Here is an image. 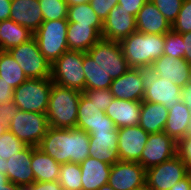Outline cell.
<instances>
[{
	"mask_svg": "<svg viewBox=\"0 0 191 190\" xmlns=\"http://www.w3.org/2000/svg\"><path fill=\"white\" fill-rule=\"evenodd\" d=\"M20 186L10 182L7 175L0 173V190H19Z\"/></svg>",
	"mask_w": 191,
	"mask_h": 190,
	"instance_id": "cell-49",
	"label": "cell"
},
{
	"mask_svg": "<svg viewBox=\"0 0 191 190\" xmlns=\"http://www.w3.org/2000/svg\"><path fill=\"white\" fill-rule=\"evenodd\" d=\"M58 182L63 190H82L80 165L71 162L61 164Z\"/></svg>",
	"mask_w": 191,
	"mask_h": 190,
	"instance_id": "cell-33",
	"label": "cell"
},
{
	"mask_svg": "<svg viewBox=\"0 0 191 190\" xmlns=\"http://www.w3.org/2000/svg\"><path fill=\"white\" fill-rule=\"evenodd\" d=\"M25 147L26 145L8 129L0 135V157H12Z\"/></svg>",
	"mask_w": 191,
	"mask_h": 190,
	"instance_id": "cell-35",
	"label": "cell"
},
{
	"mask_svg": "<svg viewBox=\"0 0 191 190\" xmlns=\"http://www.w3.org/2000/svg\"><path fill=\"white\" fill-rule=\"evenodd\" d=\"M14 89L0 78V105L6 101H13Z\"/></svg>",
	"mask_w": 191,
	"mask_h": 190,
	"instance_id": "cell-45",
	"label": "cell"
},
{
	"mask_svg": "<svg viewBox=\"0 0 191 190\" xmlns=\"http://www.w3.org/2000/svg\"><path fill=\"white\" fill-rule=\"evenodd\" d=\"M82 93L98 107V110L104 112L114 99L110 89H85Z\"/></svg>",
	"mask_w": 191,
	"mask_h": 190,
	"instance_id": "cell-38",
	"label": "cell"
},
{
	"mask_svg": "<svg viewBox=\"0 0 191 190\" xmlns=\"http://www.w3.org/2000/svg\"><path fill=\"white\" fill-rule=\"evenodd\" d=\"M68 7L73 5H80L84 3H88L90 0H65Z\"/></svg>",
	"mask_w": 191,
	"mask_h": 190,
	"instance_id": "cell-52",
	"label": "cell"
},
{
	"mask_svg": "<svg viewBox=\"0 0 191 190\" xmlns=\"http://www.w3.org/2000/svg\"><path fill=\"white\" fill-rule=\"evenodd\" d=\"M51 80L59 86L85 90L83 52L68 50L51 64Z\"/></svg>",
	"mask_w": 191,
	"mask_h": 190,
	"instance_id": "cell-5",
	"label": "cell"
},
{
	"mask_svg": "<svg viewBox=\"0 0 191 190\" xmlns=\"http://www.w3.org/2000/svg\"><path fill=\"white\" fill-rule=\"evenodd\" d=\"M183 38L184 59L191 65V32L181 34Z\"/></svg>",
	"mask_w": 191,
	"mask_h": 190,
	"instance_id": "cell-47",
	"label": "cell"
},
{
	"mask_svg": "<svg viewBox=\"0 0 191 190\" xmlns=\"http://www.w3.org/2000/svg\"><path fill=\"white\" fill-rule=\"evenodd\" d=\"M139 190H149L146 186Z\"/></svg>",
	"mask_w": 191,
	"mask_h": 190,
	"instance_id": "cell-57",
	"label": "cell"
},
{
	"mask_svg": "<svg viewBox=\"0 0 191 190\" xmlns=\"http://www.w3.org/2000/svg\"><path fill=\"white\" fill-rule=\"evenodd\" d=\"M187 176V165L178 155L146 170V187L149 190H170Z\"/></svg>",
	"mask_w": 191,
	"mask_h": 190,
	"instance_id": "cell-11",
	"label": "cell"
},
{
	"mask_svg": "<svg viewBox=\"0 0 191 190\" xmlns=\"http://www.w3.org/2000/svg\"><path fill=\"white\" fill-rule=\"evenodd\" d=\"M168 114V109L163 104L142 101L138 125L148 134L162 132Z\"/></svg>",
	"mask_w": 191,
	"mask_h": 190,
	"instance_id": "cell-26",
	"label": "cell"
},
{
	"mask_svg": "<svg viewBox=\"0 0 191 190\" xmlns=\"http://www.w3.org/2000/svg\"><path fill=\"white\" fill-rule=\"evenodd\" d=\"M89 4L96 15L104 22L112 8L118 5V0H90Z\"/></svg>",
	"mask_w": 191,
	"mask_h": 190,
	"instance_id": "cell-40",
	"label": "cell"
},
{
	"mask_svg": "<svg viewBox=\"0 0 191 190\" xmlns=\"http://www.w3.org/2000/svg\"><path fill=\"white\" fill-rule=\"evenodd\" d=\"M89 157L113 165L120 161L118 155V128L113 132L89 133Z\"/></svg>",
	"mask_w": 191,
	"mask_h": 190,
	"instance_id": "cell-19",
	"label": "cell"
},
{
	"mask_svg": "<svg viewBox=\"0 0 191 190\" xmlns=\"http://www.w3.org/2000/svg\"><path fill=\"white\" fill-rule=\"evenodd\" d=\"M149 134L139 125L118 128V155L121 161L138 162Z\"/></svg>",
	"mask_w": 191,
	"mask_h": 190,
	"instance_id": "cell-15",
	"label": "cell"
},
{
	"mask_svg": "<svg viewBox=\"0 0 191 190\" xmlns=\"http://www.w3.org/2000/svg\"><path fill=\"white\" fill-rule=\"evenodd\" d=\"M105 115L104 111L98 110V107L94 103H91V100L81 93L78 105L76 128L90 133L94 130L99 119L104 118Z\"/></svg>",
	"mask_w": 191,
	"mask_h": 190,
	"instance_id": "cell-31",
	"label": "cell"
},
{
	"mask_svg": "<svg viewBox=\"0 0 191 190\" xmlns=\"http://www.w3.org/2000/svg\"><path fill=\"white\" fill-rule=\"evenodd\" d=\"M170 190H191V181L188 176L178 181Z\"/></svg>",
	"mask_w": 191,
	"mask_h": 190,
	"instance_id": "cell-51",
	"label": "cell"
},
{
	"mask_svg": "<svg viewBox=\"0 0 191 190\" xmlns=\"http://www.w3.org/2000/svg\"><path fill=\"white\" fill-rule=\"evenodd\" d=\"M60 166L52 157L47 155L37 146L32 149L30 167L33 170L35 181L52 182L59 178Z\"/></svg>",
	"mask_w": 191,
	"mask_h": 190,
	"instance_id": "cell-27",
	"label": "cell"
},
{
	"mask_svg": "<svg viewBox=\"0 0 191 190\" xmlns=\"http://www.w3.org/2000/svg\"><path fill=\"white\" fill-rule=\"evenodd\" d=\"M50 128L46 114L19 110L7 129L26 146L36 147Z\"/></svg>",
	"mask_w": 191,
	"mask_h": 190,
	"instance_id": "cell-8",
	"label": "cell"
},
{
	"mask_svg": "<svg viewBox=\"0 0 191 190\" xmlns=\"http://www.w3.org/2000/svg\"><path fill=\"white\" fill-rule=\"evenodd\" d=\"M116 129V126L114 125V122L105 115L104 118H100L96 126L94 127V130L91 132H107L111 133Z\"/></svg>",
	"mask_w": 191,
	"mask_h": 190,
	"instance_id": "cell-44",
	"label": "cell"
},
{
	"mask_svg": "<svg viewBox=\"0 0 191 190\" xmlns=\"http://www.w3.org/2000/svg\"><path fill=\"white\" fill-rule=\"evenodd\" d=\"M80 91L53 83L46 112L50 127L70 129L77 123Z\"/></svg>",
	"mask_w": 191,
	"mask_h": 190,
	"instance_id": "cell-3",
	"label": "cell"
},
{
	"mask_svg": "<svg viewBox=\"0 0 191 190\" xmlns=\"http://www.w3.org/2000/svg\"><path fill=\"white\" fill-rule=\"evenodd\" d=\"M177 155V142L164 131L149 134L146 146L140 157V165L151 168Z\"/></svg>",
	"mask_w": 191,
	"mask_h": 190,
	"instance_id": "cell-14",
	"label": "cell"
},
{
	"mask_svg": "<svg viewBox=\"0 0 191 190\" xmlns=\"http://www.w3.org/2000/svg\"><path fill=\"white\" fill-rule=\"evenodd\" d=\"M0 78L13 89L28 79L8 50H0Z\"/></svg>",
	"mask_w": 191,
	"mask_h": 190,
	"instance_id": "cell-30",
	"label": "cell"
},
{
	"mask_svg": "<svg viewBox=\"0 0 191 190\" xmlns=\"http://www.w3.org/2000/svg\"><path fill=\"white\" fill-rule=\"evenodd\" d=\"M164 55H169L173 58H183L185 51L183 50V38L182 35L174 31L166 33L164 36Z\"/></svg>",
	"mask_w": 191,
	"mask_h": 190,
	"instance_id": "cell-36",
	"label": "cell"
},
{
	"mask_svg": "<svg viewBox=\"0 0 191 190\" xmlns=\"http://www.w3.org/2000/svg\"><path fill=\"white\" fill-rule=\"evenodd\" d=\"M30 190H63L58 180L52 182H37L27 186Z\"/></svg>",
	"mask_w": 191,
	"mask_h": 190,
	"instance_id": "cell-46",
	"label": "cell"
},
{
	"mask_svg": "<svg viewBox=\"0 0 191 190\" xmlns=\"http://www.w3.org/2000/svg\"><path fill=\"white\" fill-rule=\"evenodd\" d=\"M141 73L145 89L142 101L163 104L168 110L182 101V88L158 77L151 66L141 68Z\"/></svg>",
	"mask_w": 191,
	"mask_h": 190,
	"instance_id": "cell-7",
	"label": "cell"
},
{
	"mask_svg": "<svg viewBox=\"0 0 191 190\" xmlns=\"http://www.w3.org/2000/svg\"><path fill=\"white\" fill-rule=\"evenodd\" d=\"M108 184L115 190H139L146 186V169L138 162L118 161L111 165Z\"/></svg>",
	"mask_w": 191,
	"mask_h": 190,
	"instance_id": "cell-13",
	"label": "cell"
},
{
	"mask_svg": "<svg viewBox=\"0 0 191 190\" xmlns=\"http://www.w3.org/2000/svg\"><path fill=\"white\" fill-rule=\"evenodd\" d=\"M135 18L136 29L141 33L165 35L172 30V25L150 0L142 6Z\"/></svg>",
	"mask_w": 191,
	"mask_h": 190,
	"instance_id": "cell-20",
	"label": "cell"
},
{
	"mask_svg": "<svg viewBox=\"0 0 191 190\" xmlns=\"http://www.w3.org/2000/svg\"><path fill=\"white\" fill-rule=\"evenodd\" d=\"M19 190H30L28 187H20Z\"/></svg>",
	"mask_w": 191,
	"mask_h": 190,
	"instance_id": "cell-56",
	"label": "cell"
},
{
	"mask_svg": "<svg viewBox=\"0 0 191 190\" xmlns=\"http://www.w3.org/2000/svg\"><path fill=\"white\" fill-rule=\"evenodd\" d=\"M9 19L28 28L33 34L44 21L38 0H12Z\"/></svg>",
	"mask_w": 191,
	"mask_h": 190,
	"instance_id": "cell-21",
	"label": "cell"
},
{
	"mask_svg": "<svg viewBox=\"0 0 191 190\" xmlns=\"http://www.w3.org/2000/svg\"><path fill=\"white\" fill-rule=\"evenodd\" d=\"M28 79L51 78V64L40 52L37 40H30L8 50Z\"/></svg>",
	"mask_w": 191,
	"mask_h": 190,
	"instance_id": "cell-9",
	"label": "cell"
},
{
	"mask_svg": "<svg viewBox=\"0 0 191 190\" xmlns=\"http://www.w3.org/2000/svg\"><path fill=\"white\" fill-rule=\"evenodd\" d=\"M182 100L187 104L190 113V121H191V82L182 89Z\"/></svg>",
	"mask_w": 191,
	"mask_h": 190,
	"instance_id": "cell-50",
	"label": "cell"
},
{
	"mask_svg": "<svg viewBox=\"0 0 191 190\" xmlns=\"http://www.w3.org/2000/svg\"><path fill=\"white\" fill-rule=\"evenodd\" d=\"M67 21L69 23L88 25L89 27H103V21L96 15L89 2L69 6Z\"/></svg>",
	"mask_w": 191,
	"mask_h": 190,
	"instance_id": "cell-32",
	"label": "cell"
},
{
	"mask_svg": "<svg viewBox=\"0 0 191 190\" xmlns=\"http://www.w3.org/2000/svg\"><path fill=\"white\" fill-rule=\"evenodd\" d=\"M151 67L158 77H163L182 89L191 82V65L183 58H173L163 54L152 63Z\"/></svg>",
	"mask_w": 191,
	"mask_h": 190,
	"instance_id": "cell-17",
	"label": "cell"
},
{
	"mask_svg": "<svg viewBox=\"0 0 191 190\" xmlns=\"http://www.w3.org/2000/svg\"><path fill=\"white\" fill-rule=\"evenodd\" d=\"M68 24L67 19L43 21L34 33L40 52L50 64H53L64 52L69 50Z\"/></svg>",
	"mask_w": 191,
	"mask_h": 190,
	"instance_id": "cell-4",
	"label": "cell"
},
{
	"mask_svg": "<svg viewBox=\"0 0 191 190\" xmlns=\"http://www.w3.org/2000/svg\"><path fill=\"white\" fill-rule=\"evenodd\" d=\"M7 129V126L0 120V135Z\"/></svg>",
	"mask_w": 191,
	"mask_h": 190,
	"instance_id": "cell-53",
	"label": "cell"
},
{
	"mask_svg": "<svg viewBox=\"0 0 191 190\" xmlns=\"http://www.w3.org/2000/svg\"><path fill=\"white\" fill-rule=\"evenodd\" d=\"M89 133L79 128H52L37 146L59 164H80L89 157Z\"/></svg>",
	"mask_w": 191,
	"mask_h": 190,
	"instance_id": "cell-1",
	"label": "cell"
},
{
	"mask_svg": "<svg viewBox=\"0 0 191 190\" xmlns=\"http://www.w3.org/2000/svg\"><path fill=\"white\" fill-rule=\"evenodd\" d=\"M98 190H115L109 184L101 186Z\"/></svg>",
	"mask_w": 191,
	"mask_h": 190,
	"instance_id": "cell-54",
	"label": "cell"
},
{
	"mask_svg": "<svg viewBox=\"0 0 191 190\" xmlns=\"http://www.w3.org/2000/svg\"><path fill=\"white\" fill-rule=\"evenodd\" d=\"M102 29L103 27L69 23L67 28L68 49L87 52L101 38Z\"/></svg>",
	"mask_w": 191,
	"mask_h": 190,
	"instance_id": "cell-23",
	"label": "cell"
},
{
	"mask_svg": "<svg viewBox=\"0 0 191 190\" xmlns=\"http://www.w3.org/2000/svg\"><path fill=\"white\" fill-rule=\"evenodd\" d=\"M172 25L180 12L183 0H150Z\"/></svg>",
	"mask_w": 191,
	"mask_h": 190,
	"instance_id": "cell-39",
	"label": "cell"
},
{
	"mask_svg": "<svg viewBox=\"0 0 191 190\" xmlns=\"http://www.w3.org/2000/svg\"><path fill=\"white\" fill-rule=\"evenodd\" d=\"M33 146H26L12 157H0V173L7 175L10 182L27 187L35 182L33 170L30 167Z\"/></svg>",
	"mask_w": 191,
	"mask_h": 190,
	"instance_id": "cell-12",
	"label": "cell"
},
{
	"mask_svg": "<svg viewBox=\"0 0 191 190\" xmlns=\"http://www.w3.org/2000/svg\"><path fill=\"white\" fill-rule=\"evenodd\" d=\"M12 0H0V22L9 19Z\"/></svg>",
	"mask_w": 191,
	"mask_h": 190,
	"instance_id": "cell-48",
	"label": "cell"
},
{
	"mask_svg": "<svg viewBox=\"0 0 191 190\" xmlns=\"http://www.w3.org/2000/svg\"><path fill=\"white\" fill-rule=\"evenodd\" d=\"M87 53L112 79L123 75L130 68L119 42L101 37Z\"/></svg>",
	"mask_w": 191,
	"mask_h": 190,
	"instance_id": "cell-10",
	"label": "cell"
},
{
	"mask_svg": "<svg viewBox=\"0 0 191 190\" xmlns=\"http://www.w3.org/2000/svg\"><path fill=\"white\" fill-rule=\"evenodd\" d=\"M168 112L164 132L178 142L191 133L189 108L182 100L169 109Z\"/></svg>",
	"mask_w": 191,
	"mask_h": 190,
	"instance_id": "cell-25",
	"label": "cell"
},
{
	"mask_svg": "<svg viewBox=\"0 0 191 190\" xmlns=\"http://www.w3.org/2000/svg\"><path fill=\"white\" fill-rule=\"evenodd\" d=\"M172 31L179 34L191 32V0H183L180 12L172 23Z\"/></svg>",
	"mask_w": 191,
	"mask_h": 190,
	"instance_id": "cell-37",
	"label": "cell"
},
{
	"mask_svg": "<svg viewBox=\"0 0 191 190\" xmlns=\"http://www.w3.org/2000/svg\"><path fill=\"white\" fill-rule=\"evenodd\" d=\"M109 89L116 99L142 102L145 89L141 68H129L123 75L113 79Z\"/></svg>",
	"mask_w": 191,
	"mask_h": 190,
	"instance_id": "cell-18",
	"label": "cell"
},
{
	"mask_svg": "<svg viewBox=\"0 0 191 190\" xmlns=\"http://www.w3.org/2000/svg\"><path fill=\"white\" fill-rule=\"evenodd\" d=\"M18 106L13 101H6L0 105V120L6 125L9 126L12 119L19 112Z\"/></svg>",
	"mask_w": 191,
	"mask_h": 190,
	"instance_id": "cell-42",
	"label": "cell"
},
{
	"mask_svg": "<svg viewBox=\"0 0 191 190\" xmlns=\"http://www.w3.org/2000/svg\"><path fill=\"white\" fill-rule=\"evenodd\" d=\"M82 173V190H98L108 184L111 165L88 157L80 164Z\"/></svg>",
	"mask_w": 191,
	"mask_h": 190,
	"instance_id": "cell-24",
	"label": "cell"
},
{
	"mask_svg": "<svg viewBox=\"0 0 191 190\" xmlns=\"http://www.w3.org/2000/svg\"><path fill=\"white\" fill-rule=\"evenodd\" d=\"M187 176L189 177V179L191 181V166L187 167Z\"/></svg>",
	"mask_w": 191,
	"mask_h": 190,
	"instance_id": "cell-55",
	"label": "cell"
},
{
	"mask_svg": "<svg viewBox=\"0 0 191 190\" xmlns=\"http://www.w3.org/2000/svg\"><path fill=\"white\" fill-rule=\"evenodd\" d=\"M34 34L26 27L7 19L0 22V50H9L30 40Z\"/></svg>",
	"mask_w": 191,
	"mask_h": 190,
	"instance_id": "cell-28",
	"label": "cell"
},
{
	"mask_svg": "<svg viewBox=\"0 0 191 190\" xmlns=\"http://www.w3.org/2000/svg\"><path fill=\"white\" fill-rule=\"evenodd\" d=\"M52 84L51 78L27 79L14 89L13 102L22 111L46 114Z\"/></svg>",
	"mask_w": 191,
	"mask_h": 190,
	"instance_id": "cell-6",
	"label": "cell"
},
{
	"mask_svg": "<svg viewBox=\"0 0 191 190\" xmlns=\"http://www.w3.org/2000/svg\"><path fill=\"white\" fill-rule=\"evenodd\" d=\"M44 21L67 19L68 5L65 0H38Z\"/></svg>",
	"mask_w": 191,
	"mask_h": 190,
	"instance_id": "cell-34",
	"label": "cell"
},
{
	"mask_svg": "<svg viewBox=\"0 0 191 190\" xmlns=\"http://www.w3.org/2000/svg\"><path fill=\"white\" fill-rule=\"evenodd\" d=\"M85 89H109L113 79L87 53L83 52Z\"/></svg>",
	"mask_w": 191,
	"mask_h": 190,
	"instance_id": "cell-29",
	"label": "cell"
},
{
	"mask_svg": "<svg viewBox=\"0 0 191 190\" xmlns=\"http://www.w3.org/2000/svg\"><path fill=\"white\" fill-rule=\"evenodd\" d=\"M148 0H118V5L136 17L138 11Z\"/></svg>",
	"mask_w": 191,
	"mask_h": 190,
	"instance_id": "cell-43",
	"label": "cell"
},
{
	"mask_svg": "<svg viewBox=\"0 0 191 190\" xmlns=\"http://www.w3.org/2000/svg\"><path fill=\"white\" fill-rule=\"evenodd\" d=\"M164 36L133 32L119 43L130 68H143L164 54Z\"/></svg>",
	"mask_w": 191,
	"mask_h": 190,
	"instance_id": "cell-2",
	"label": "cell"
},
{
	"mask_svg": "<svg viewBox=\"0 0 191 190\" xmlns=\"http://www.w3.org/2000/svg\"><path fill=\"white\" fill-rule=\"evenodd\" d=\"M141 102L114 98L105 114L114 122L116 128L137 126Z\"/></svg>",
	"mask_w": 191,
	"mask_h": 190,
	"instance_id": "cell-22",
	"label": "cell"
},
{
	"mask_svg": "<svg viewBox=\"0 0 191 190\" xmlns=\"http://www.w3.org/2000/svg\"><path fill=\"white\" fill-rule=\"evenodd\" d=\"M135 31H137L135 16L117 5L112 8L104 20L101 37L120 42Z\"/></svg>",
	"mask_w": 191,
	"mask_h": 190,
	"instance_id": "cell-16",
	"label": "cell"
},
{
	"mask_svg": "<svg viewBox=\"0 0 191 190\" xmlns=\"http://www.w3.org/2000/svg\"><path fill=\"white\" fill-rule=\"evenodd\" d=\"M177 155L187 167L191 166V133L177 142Z\"/></svg>",
	"mask_w": 191,
	"mask_h": 190,
	"instance_id": "cell-41",
	"label": "cell"
}]
</instances>
